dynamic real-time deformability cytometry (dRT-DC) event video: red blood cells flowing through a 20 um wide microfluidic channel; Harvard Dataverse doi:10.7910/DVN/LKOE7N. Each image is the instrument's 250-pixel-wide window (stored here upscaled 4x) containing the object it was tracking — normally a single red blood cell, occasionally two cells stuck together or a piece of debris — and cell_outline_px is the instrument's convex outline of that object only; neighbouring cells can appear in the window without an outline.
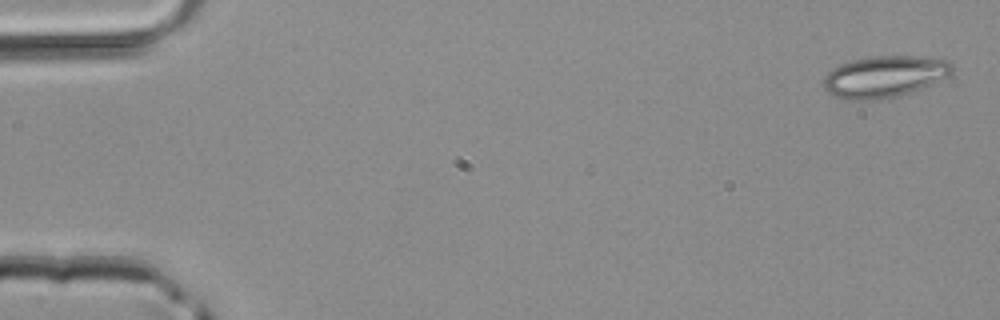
{"species": "common noctule bat (a hibernating species)", "species_latin": "Nyctalus noctula", "temperature_condition": "room temperature", "stored_images_in_passage": 4, "camera_frame_rate_fps": 3000, "um_per_image_px": 0.085, "animal": {"sex": "male", "body_mass_g": 20.4}, "frame": {"image": 1, "passage_image": 1, "time_ms": 0.0, "image_size_px": [1000, 320], "cell_outline_px": [[952, 72], [948, 76], [920, 88], [900, 96], [880, 100], [848, 100], [832, 96], [824, 88], [824, 76], [832, 68], [840, 64], [852, 60], [872, 56], [920, 56], [944, 60], [952, 64]], "centroid_in_image_um": [75.13, 6.52], "position_along_channel_um": 9.9, "area_um2": 31.15}}